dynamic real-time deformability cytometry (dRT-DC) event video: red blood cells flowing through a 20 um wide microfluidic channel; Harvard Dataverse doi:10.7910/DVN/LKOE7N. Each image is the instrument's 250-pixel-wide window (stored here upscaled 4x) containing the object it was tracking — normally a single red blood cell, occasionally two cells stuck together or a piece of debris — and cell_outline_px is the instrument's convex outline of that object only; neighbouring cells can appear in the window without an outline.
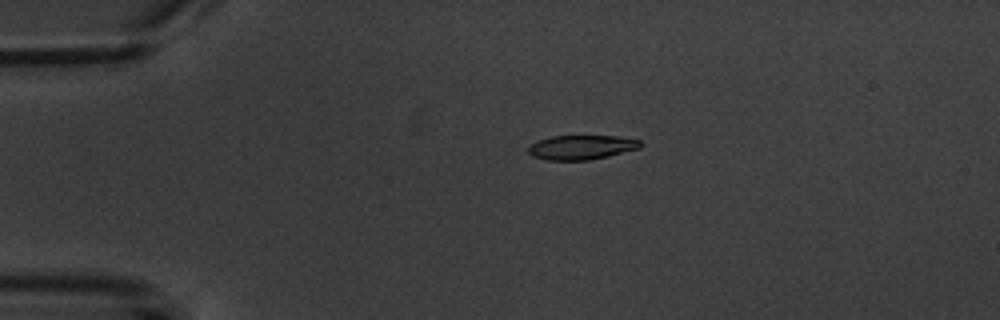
{"species": "common noctule bat (a hibernating species)", "species_latin": "Nyctalus noctula", "temperature_condition": "warm", "stored_images_in_passage": 6, "camera_frame_rate_fps": 3000, "um_per_image_px": 0.085, "animal": {"sex": "male", "body_mass_g": 20.1, "forearm_length_mm": 53.5}, "frame": {"image": 1, "passage_image": 3, "time_ms": 3.333, "image_size_px": [1000, 320], "cell_outline_px": [[644, 144], [640, 148], [608, 156], [588, 160], [548, 160], [532, 156], [528, 152], [528, 148], [532, 144], [540, 140], [552, 136], [616, 136], [640, 140]], "centroid_in_image_um": [49.46, 12.52], "position_along_channel_um": 35.5, "area_um2": 15.84}}
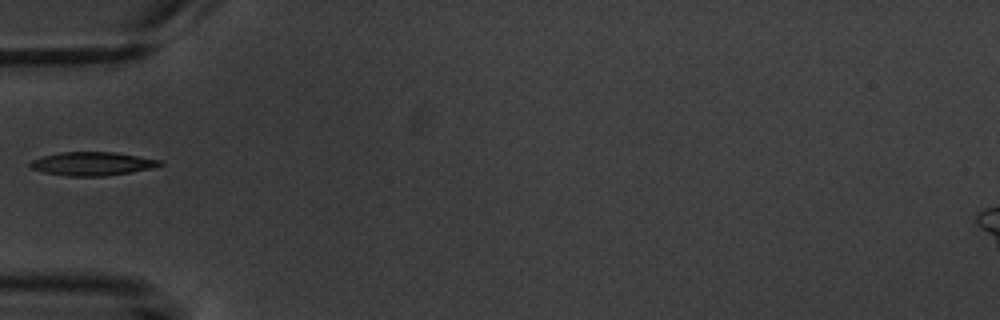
{"frame": {"image": 2, "passage_image": 5, "time_ms": 5.667, "image_size_px": [1000, 320], "cell_outline_px": [[164, 164], [152, 168], [104, 176], [68, 176], [44, 172], [32, 168], [28, 164], [32, 160], [44, 156], [60, 152], [116, 152], [164, 160]], "centroid_in_image_um": [7.89, 13.91], "position_along_channel_um": 77.1, "area_um2": 17.74}}